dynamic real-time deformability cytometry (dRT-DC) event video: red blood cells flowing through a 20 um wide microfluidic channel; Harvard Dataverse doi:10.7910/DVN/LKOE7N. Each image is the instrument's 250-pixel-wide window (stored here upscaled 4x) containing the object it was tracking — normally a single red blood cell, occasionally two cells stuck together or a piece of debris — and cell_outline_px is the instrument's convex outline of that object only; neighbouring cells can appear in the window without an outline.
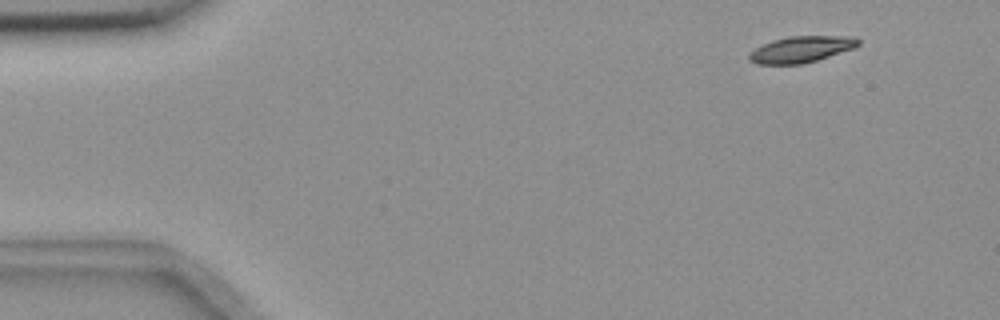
{"species": "common noctule bat (a hibernating species)", "species_latin": "Nyctalus noctula", "temperature_condition": "room temperature", "stored_images_in_passage": 51, "camera_frame_rate_fps": 3000, "um_per_image_px": 0.085, "animal": {"sex": "female", "body_mass_g": 18.4}, "frame": {"image": 1, "passage_image": 1, "time_ms": 0.0, "image_size_px": [1000, 320], "cell_outline_px": [[860, 44], [852, 48], [804, 64], [756, 64], [748, 60], [748, 56], [756, 48], [772, 40], [788, 36], [852, 36], [860, 40]], "centroid_in_image_um": [68.08, 4.19], "position_along_channel_um": 16.9, "area_um2": 16.53}}
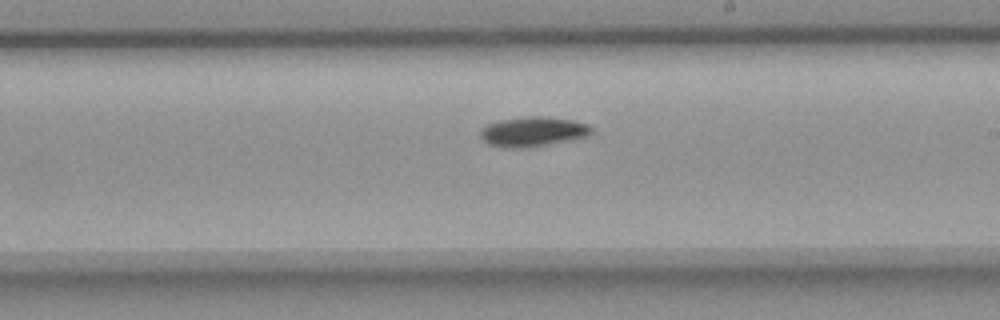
{"frame": {"image": 2, "passage_image": 28, "time_ms": 9.0, "image_size_px": [1000, 320], "cell_outline_px": [[592, 132], [588, 136], [532, 148], [508, 148], [488, 144], [480, 136], [480, 128], [488, 124], [500, 120], [528, 116], [540, 116], [572, 120], [588, 124], [592, 128]], "centroid_in_image_um": [45.29, 11.2], "position_along_channel_um": 243.7, "area_um2": 19.36}}
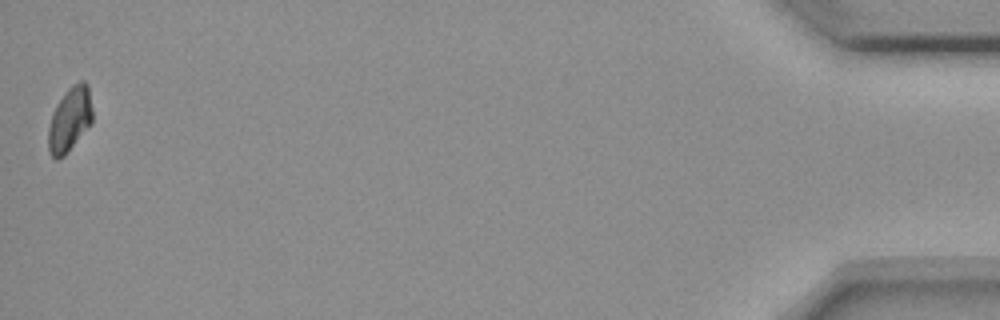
{"frame": {"image": 3, "passage_image": 51, "time_ms": 16.667, "image_size_px": [1000, 320], "cell_outline_px": [[92, 124], [64, 156], [56, 160], [48, 152], [48, 128], [52, 112], [56, 104], [68, 88], [72, 84], [80, 80], [84, 80], [88, 84], [92, 108]], "centroid_in_image_um": [5.93, 10.14], "position_along_channel_um": 429.3, "area_um2": 16.88}, "authors_computed_cell_mechanics": {"area_um2": 17.5712, "velocity_mm_per_s": 3.6495, "shape_relaxation_time_tau1_ms": 3.4716, "shape_relaxation_time_tau2_ms": null, "deformation_change_tau1": 0.1158, "deformation_change_tau2": null}}